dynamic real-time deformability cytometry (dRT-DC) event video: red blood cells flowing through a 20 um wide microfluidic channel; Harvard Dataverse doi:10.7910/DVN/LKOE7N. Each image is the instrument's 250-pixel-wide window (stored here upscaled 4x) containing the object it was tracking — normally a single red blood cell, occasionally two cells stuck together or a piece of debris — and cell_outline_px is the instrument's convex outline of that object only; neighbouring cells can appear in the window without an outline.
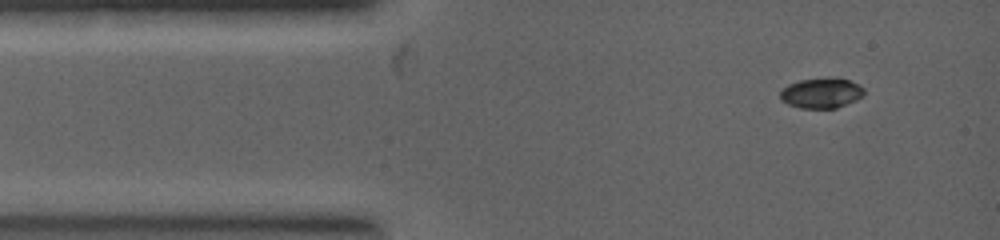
{"species": "common noctule bat (a hibernating species)", "species_latin": "Nyctalus noctula", "temperature_condition": "warm", "stored_images_in_passage": 3, "camera_frame_rate_fps": 5000, "um_per_image_px": 0.085, "animal": {"sex": "female", "body_mass_g": 19.0, "forearm_length_mm": 53.3}, "frame": {"image": 1, "passage_image": 1, "time_ms": 0.0, "image_size_px": [1000, 240], "cell_outline_px": [[864, 92], [856, 100], [836, 108], [800, 108], [788, 104], [780, 100], [780, 92], [788, 84], [800, 80], [848, 80], [864, 88]], "centroid_in_image_um": [69.76, 7.95], "position_along_channel_um": 15.2, "area_um2": 14.1}}